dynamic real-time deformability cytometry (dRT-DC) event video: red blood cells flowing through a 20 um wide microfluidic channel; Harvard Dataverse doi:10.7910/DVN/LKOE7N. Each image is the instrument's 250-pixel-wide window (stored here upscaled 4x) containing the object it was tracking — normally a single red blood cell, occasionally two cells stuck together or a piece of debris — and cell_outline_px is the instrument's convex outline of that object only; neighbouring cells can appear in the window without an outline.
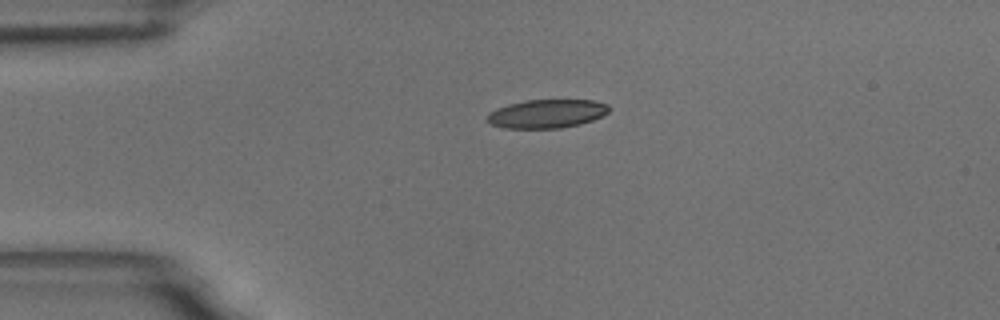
{"species": "common noctule bat (a hibernating species)", "species_latin": "Nyctalus noctula", "temperature_condition": "room temperature", "stored_images_in_passage": 26, "camera_frame_rate_fps": 3000, "um_per_image_px": 0.085, "animal": {"sex": "male", "body_mass_g": 18.8}, "frame": {"image": 1, "passage_image": 1, "time_ms": 0.0, "image_size_px": [1000, 320], "cell_outline_px": [[608, 112], [604, 116], [580, 124], [560, 128], [504, 128], [492, 124], [484, 120], [488, 112], [496, 108], [508, 104], [528, 100], [592, 100], [608, 104]], "centroid_in_image_um": [46.45, 9.67], "position_along_channel_um": 38.6, "area_um2": 20.4}}
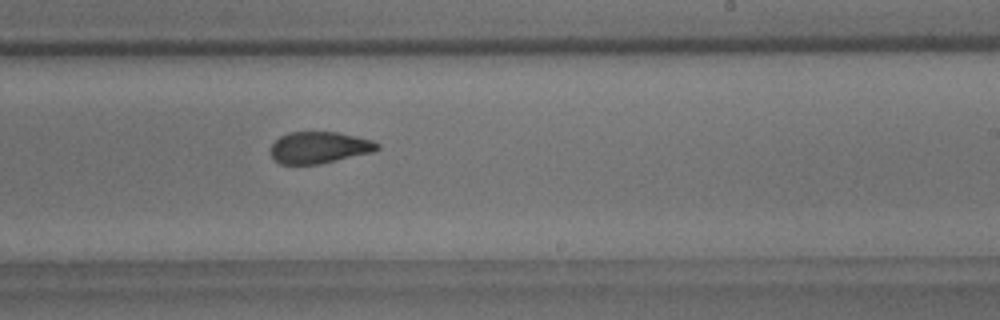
{"frame": {"image": 2, "passage_image": 22, "time_ms": 7.0, "image_size_px": [1000, 320], "cell_outline_px": [[380, 148], [372, 152], [320, 164], [280, 164], [272, 160], [268, 152], [272, 144], [280, 136], [288, 132], [336, 132], [356, 136], [372, 140], [380, 144]], "centroid_in_image_um": [27.08, 12.54], "position_along_channel_um": 261.9, "area_um2": 19.88}}